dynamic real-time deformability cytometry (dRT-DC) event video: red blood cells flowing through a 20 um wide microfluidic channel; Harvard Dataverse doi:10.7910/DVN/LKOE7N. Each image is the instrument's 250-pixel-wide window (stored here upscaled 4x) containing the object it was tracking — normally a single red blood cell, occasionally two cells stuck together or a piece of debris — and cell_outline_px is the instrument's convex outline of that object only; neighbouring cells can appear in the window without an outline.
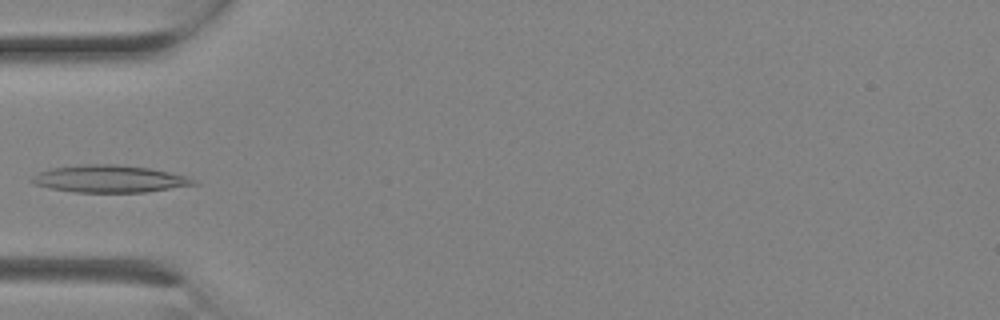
{"species": "Egyptian fruit bat (a non-hibernating species)", "species_latin": "Rousettus aegyptiacus", "temperature_condition": "room temperature", "stored_images_in_passage": 3, "camera_frame_rate_fps": 3000, "um_per_image_px": 0.085, "animal": {"sex": "female"}, "frame": {"image": 1, "passage_image": 3, "time_ms": 0.667, "image_size_px": [1000, 320], "cell_outline_px": [[200, 184], [144, 192], [76, 192], [52, 188], [36, 184], [28, 180], [32, 176], [40, 172], [52, 168], [80, 164], [116, 164], [152, 168], [188, 176], [196, 180]], "centroid_in_image_um": [9.36, 15.19], "position_along_channel_um": 75.6, "area_um2": 25.72}}